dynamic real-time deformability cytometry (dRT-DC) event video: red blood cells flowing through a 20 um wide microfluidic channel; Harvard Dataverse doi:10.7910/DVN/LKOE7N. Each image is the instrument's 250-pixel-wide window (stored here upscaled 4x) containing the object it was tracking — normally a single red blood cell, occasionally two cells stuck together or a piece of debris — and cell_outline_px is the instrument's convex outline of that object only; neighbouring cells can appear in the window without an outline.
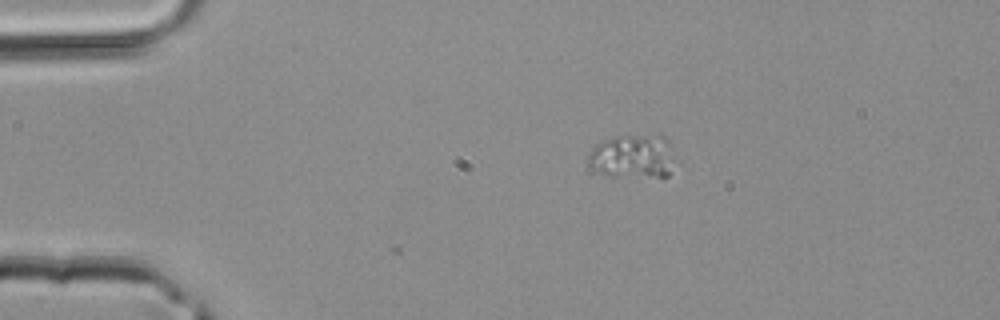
{"species": "common noctule bat (a hibernating species)", "species_latin": "Nyctalus noctula", "temperature_condition": "room temperature", "stored_images_in_passage": 9, "camera_frame_rate_fps": 3000, "um_per_image_px": 0.085, "animal": {"sex": "male", "body_mass_g": 20.4}, "frame": {"image": 1, "passage_image": 9, "time_ms": 2.667, "image_size_px": [1000, 320], "cell_outline_px": [[672, 172], [668, 176], [612, 176], [600, 172], [588, 164], [588, 152], [596, 144], [604, 140], [616, 136], [664, 136], [668, 140]], "centroid_in_image_um": [53.72, 13.3], "position_along_channel_um": 31.3, "area_um2": 21.5}}